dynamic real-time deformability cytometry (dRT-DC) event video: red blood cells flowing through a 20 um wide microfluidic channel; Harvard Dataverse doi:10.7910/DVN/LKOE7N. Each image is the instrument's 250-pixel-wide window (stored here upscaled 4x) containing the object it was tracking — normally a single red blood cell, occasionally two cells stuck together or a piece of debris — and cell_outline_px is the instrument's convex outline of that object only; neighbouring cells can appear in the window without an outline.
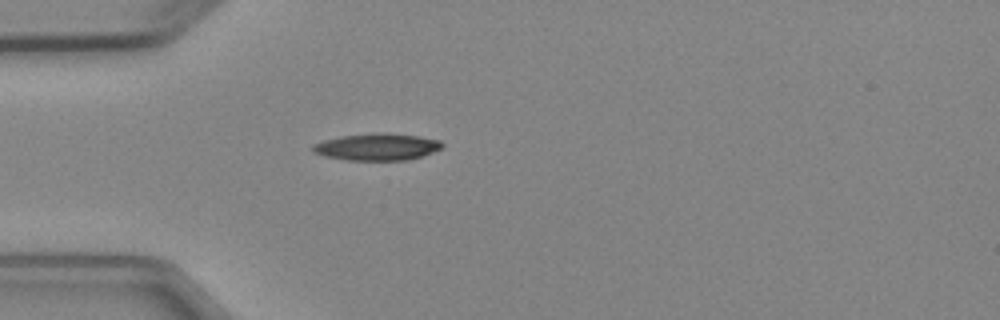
{"species": "Egyptian fruit bat (a non-hibernating species)", "species_latin": "Rousettus aegyptiacus", "temperature_condition": "cold", "stored_images_in_passage": 1, "camera_frame_rate_fps": 3000, "um_per_image_px": 0.085, "animal": {"sex": "female"}, "frame": {"image": 1, "passage_image": 1, "time_ms": 0.0, "image_size_px": [1000, 320], "cell_outline_px": [[444, 144], [440, 148], [432, 152], [408, 160], [348, 160], [324, 156], [312, 152], [312, 144], [324, 140], [340, 136], [380, 132], [416, 136], [440, 140]], "centroid_in_image_um": [32.0, 12.48], "position_along_channel_um": 53.0, "area_um2": 20.17}}